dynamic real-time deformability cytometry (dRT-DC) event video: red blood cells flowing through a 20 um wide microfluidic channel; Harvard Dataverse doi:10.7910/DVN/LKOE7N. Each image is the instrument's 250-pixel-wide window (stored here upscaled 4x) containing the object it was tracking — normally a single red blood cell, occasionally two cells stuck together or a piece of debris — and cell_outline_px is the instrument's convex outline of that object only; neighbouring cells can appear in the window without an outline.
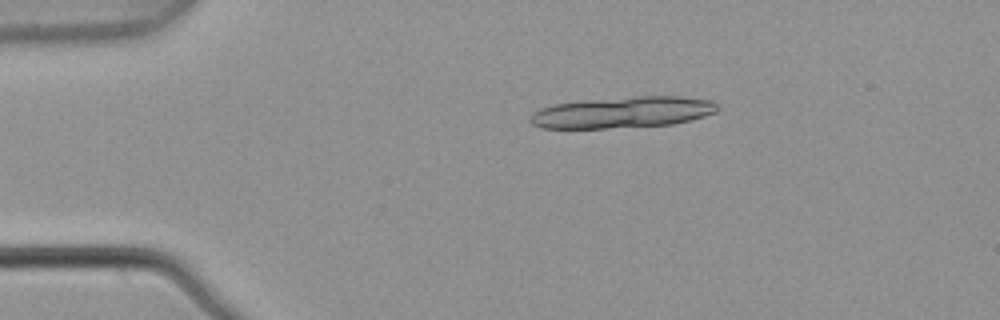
{"species": "common noctule bat (a hibernating species)", "species_latin": "Nyctalus noctula", "temperature_condition": "warm", "stored_images_in_passage": 4, "camera_frame_rate_fps": 3000, "um_per_image_px": 0.085, "animal": {"sex": "male", "body_mass_g": 21.5, "forearm_length_mm": 52.0}, "frame": {"image": 1, "passage_image": 3, "time_ms": 0.667, "image_size_px": [1000, 320], "cell_outline_px": [[720, 108], [716, 112], [704, 116], [672, 124], [604, 128], [540, 128], [532, 124], [528, 120], [532, 112], [540, 108], [556, 104], [588, 100], [636, 96], [680, 96], [712, 100]], "centroid_in_image_um": [52.91, 9.54], "position_along_channel_um": 32.1, "area_um2": 33.99}}